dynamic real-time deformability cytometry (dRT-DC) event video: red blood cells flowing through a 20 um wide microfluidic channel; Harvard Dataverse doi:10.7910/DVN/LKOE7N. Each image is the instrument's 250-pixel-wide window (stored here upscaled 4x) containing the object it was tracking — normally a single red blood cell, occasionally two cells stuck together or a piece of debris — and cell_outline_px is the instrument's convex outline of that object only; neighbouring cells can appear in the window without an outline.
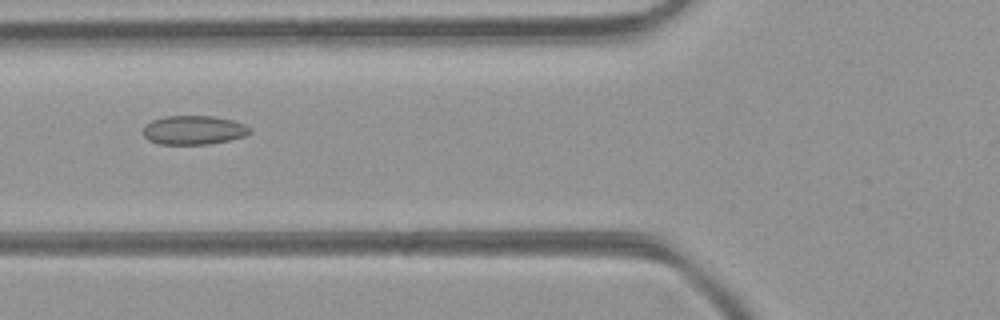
{"species": "common noctule bat (a hibernating species)", "species_latin": "Nyctalus noctula", "temperature_condition": "room temperature", "stored_images_in_passage": 34, "camera_frame_rate_fps": 3000, "um_per_image_px": 0.085, "animal": {"sex": "female", "body_mass_g": 21.9}, "frame": {"image": 1, "passage_image": 6, "time_ms": 1.667, "image_size_px": [1000, 320], "cell_outline_px": [[252, 128], [244, 136], [228, 140], [208, 144], [160, 144], [148, 140], [144, 136], [144, 128], [152, 120], [164, 116], [216, 116], [232, 120], [244, 124]], "centroid_in_image_um": [16.46, 11.05], "position_along_channel_um": 109.3, "area_um2": 17.86}}
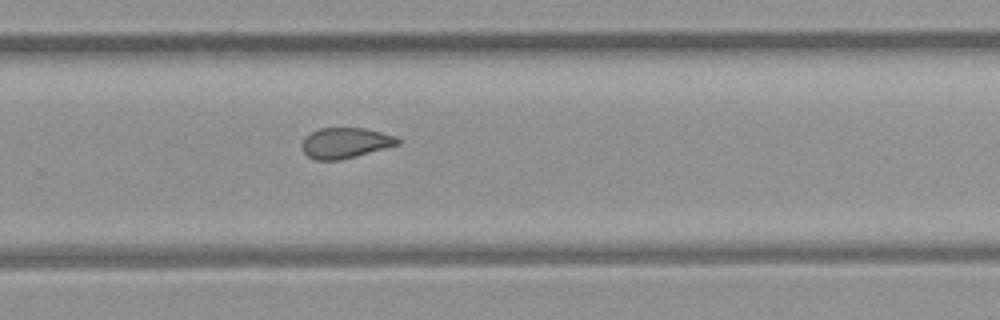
{"frame": {"image": 2, "passage_image": 19, "time_ms": 6.0, "image_size_px": [1000, 320], "cell_outline_px": [[400, 144], [356, 156], [340, 160], [316, 160], [308, 156], [304, 152], [300, 144], [304, 136], [320, 128], [364, 128], [396, 136], [400, 140]], "centroid_in_image_um": [29.32, 12.15], "position_along_channel_um": 300.5, "area_um2": 17.05}}
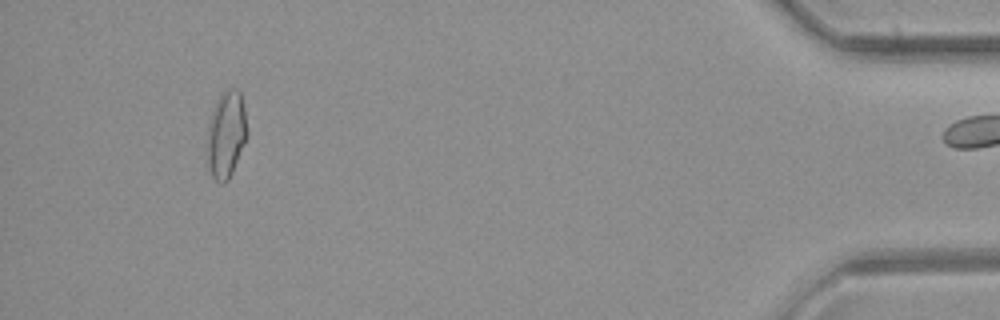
{"frame": {"image": 3, "passage_image": 32, "time_ms": 10.333, "image_size_px": [1000, 320], "cell_outline_px": [[248, 136], [232, 172], [228, 180], [224, 184], [220, 184], [212, 176], [208, 164], [208, 128], [212, 112], [216, 100], [228, 88], [236, 88], [240, 92], [244, 108], [248, 132]], "centroid_in_image_um": [19.25, 11.43], "position_along_channel_um": 416.0, "area_um2": 20.06}, "authors_computed_cell_mechanics": {"area_um2": 17.8024, "velocity_mm_per_s": 4.4134, "shape_relaxation_time_tau1_ms": null, "shape_relaxation_time_tau2_ms": 1.7494, "deformation_change_tau1": null, "deformation_change_tau2": 0.075}}